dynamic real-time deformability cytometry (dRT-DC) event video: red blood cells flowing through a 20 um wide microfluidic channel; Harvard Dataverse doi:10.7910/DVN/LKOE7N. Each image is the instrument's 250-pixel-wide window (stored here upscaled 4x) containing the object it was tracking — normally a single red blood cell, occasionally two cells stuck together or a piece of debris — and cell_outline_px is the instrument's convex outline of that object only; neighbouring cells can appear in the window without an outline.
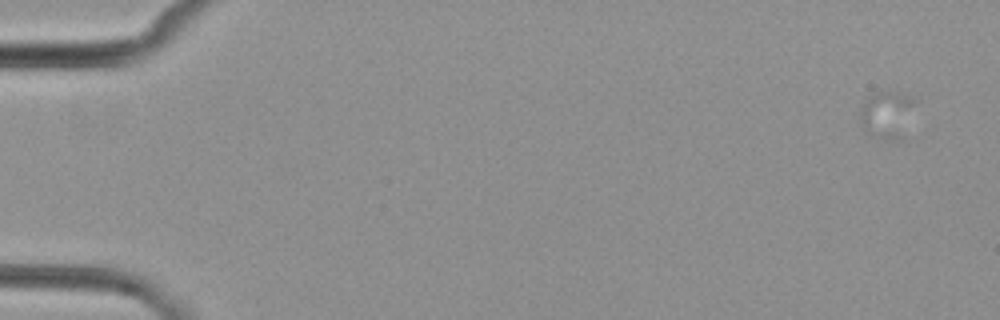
{"species": "common noctule bat (a hibernating species)", "species_latin": "Nyctalus noctula", "temperature_condition": "cold", "stored_images_in_passage": 4, "camera_frame_rate_fps": 3000, "um_per_image_px": 0.085, "animal": {"sex": "female", "body_mass_g": 29.2, "forearm_length_mm": 56.3}, "frame": {"image": 1, "passage_image": 1, "time_ms": 0.0, "image_size_px": [1000, 320], "cell_outline_px": [[916, 100], [900, 140], [892, 140], [868, 136], [864, 132], [860, 124], [860, 112], [868, 96], [876, 92], [900, 92], [912, 96]], "centroid_in_image_um": [75.34, 9.75], "position_along_channel_um": 9.7, "area_um2": 15.09}}